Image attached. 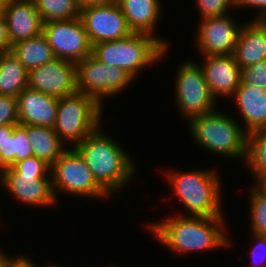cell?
I'll return each mask as SVG.
<instances>
[{
	"label": "cell",
	"mask_w": 266,
	"mask_h": 267,
	"mask_svg": "<svg viewBox=\"0 0 266 267\" xmlns=\"http://www.w3.org/2000/svg\"><path fill=\"white\" fill-rule=\"evenodd\" d=\"M148 224L155 238L175 253H190L228 247L224 217L176 216ZM223 226V227H222Z\"/></svg>",
	"instance_id": "1"
},
{
	"label": "cell",
	"mask_w": 266,
	"mask_h": 267,
	"mask_svg": "<svg viewBox=\"0 0 266 267\" xmlns=\"http://www.w3.org/2000/svg\"><path fill=\"white\" fill-rule=\"evenodd\" d=\"M97 128L73 146L91 170L97 183L109 194L135 178L136 164L115 139Z\"/></svg>",
	"instance_id": "2"
},
{
	"label": "cell",
	"mask_w": 266,
	"mask_h": 267,
	"mask_svg": "<svg viewBox=\"0 0 266 267\" xmlns=\"http://www.w3.org/2000/svg\"><path fill=\"white\" fill-rule=\"evenodd\" d=\"M169 43L162 37L143 33L93 45L92 55L100 62L124 69L136 79L138 73L151 66L166 54Z\"/></svg>",
	"instance_id": "3"
},
{
	"label": "cell",
	"mask_w": 266,
	"mask_h": 267,
	"mask_svg": "<svg viewBox=\"0 0 266 267\" xmlns=\"http://www.w3.org/2000/svg\"><path fill=\"white\" fill-rule=\"evenodd\" d=\"M175 196L190 216L224 217L220 178L214 170L166 171Z\"/></svg>",
	"instance_id": "4"
},
{
	"label": "cell",
	"mask_w": 266,
	"mask_h": 267,
	"mask_svg": "<svg viewBox=\"0 0 266 267\" xmlns=\"http://www.w3.org/2000/svg\"><path fill=\"white\" fill-rule=\"evenodd\" d=\"M191 136L208 152L245 159L247 133L231 115L218 109L188 121Z\"/></svg>",
	"instance_id": "5"
},
{
	"label": "cell",
	"mask_w": 266,
	"mask_h": 267,
	"mask_svg": "<svg viewBox=\"0 0 266 267\" xmlns=\"http://www.w3.org/2000/svg\"><path fill=\"white\" fill-rule=\"evenodd\" d=\"M102 109L103 106L84 93L59 98L53 128L64 144L72 143L69 146L73 147L100 126Z\"/></svg>",
	"instance_id": "6"
},
{
	"label": "cell",
	"mask_w": 266,
	"mask_h": 267,
	"mask_svg": "<svg viewBox=\"0 0 266 267\" xmlns=\"http://www.w3.org/2000/svg\"><path fill=\"white\" fill-rule=\"evenodd\" d=\"M76 78L77 91L101 106L103 99L122 93L135 80L124 69L104 64L93 55L76 63Z\"/></svg>",
	"instance_id": "7"
},
{
	"label": "cell",
	"mask_w": 266,
	"mask_h": 267,
	"mask_svg": "<svg viewBox=\"0 0 266 267\" xmlns=\"http://www.w3.org/2000/svg\"><path fill=\"white\" fill-rule=\"evenodd\" d=\"M53 192L84 197L109 198V194L97 183L80 154L70 147L51 165ZM59 190V191H58Z\"/></svg>",
	"instance_id": "8"
},
{
	"label": "cell",
	"mask_w": 266,
	"mask_h": 267,
	"mask_svg": "<svg viewBox=\"0 0 266 267\" xmlns=\"http://www.w3.org/2000/svg\"><path fill=\"white\" fill-rule=\"evenodd\" d=\"M176 74L175 103L188 121L217 109V99L213 97L199 64L193 60L185 61Z\"/></svg>",
	"instance_id": "9"
},
{
	"label": "cell",
	"mask_w": 266,
	"mask_h": 267,
	"mask_svg": "<svg viewBox=\"0 0 266 267\" xmlns=\"http://www.w3.org/2000/svg\"><path fill=\"white\" fill-rule=\"evenodd\" d=\"M45 36L56 58L77 63L92 55V44L81 18L43 23Z\"/></svg>",
	"instance_id": "10"
},
{
	"label": "cell",
	"mask_w": 266,
	"mask_h": 267,
	"mask_svg": "<svg viewBox=\"0 0 266 267\" xmlns=\"http://www.w3.org/2000/svg\"><path fill=\"white\" fill-rule=\"evenodd\" d=\"M80 18L92 46L97 43L119 40L133 33L127 25L118 2L81 9Z\"/></svg>",
	"instance_id": "11"
},
{
	"label": "cell",
	"mask_w": 266,
	"mask_h": 267,
	"mask_svg": "<svg viewBox=\"0 0 266 267\" xmlns=\"http://www.w3.org/2000/svg\"><path fill=\"white\" fill-rule=\"evenodd\" d=\"M28 87L62 98L77 93L76 63L54 60L28 72Z\"/></svg>",
	"instance_id": "12"
},
{
	"label": "cell",
	"mask_w": 266,
	"mask_h": 267,
	"mask_svg": "<svg viewBox=\"0 0 266 267\" xmlns=\"http://www.w3.org/2000/svg\"><path fill=\"white\" fill-rule=\"evenodd\" d=\"M18 174L12 167L2 169L3 188L28 206H50L56 204L51 174Z\"/></svg>",
	"instance_id": "13"
},
{
	"label": "cell",
	"mask_w": 266,
	"mask_h": 267,
	"mask_svg": "<svg viewBox=\"0 0 266 267\" xmlns=\"http://www.w3.org/2000/svg\"><path fill=\"white\" fill-rule=\"evenodd\" d=\"M229 16L200 20L195 42L203 56L234 54L243 24H235V20Z\"/></svg>",
	"instance_id": "14"
},
{
	"label": "cell",
	"mask_w": 266,
	"mask_h": 267,
	"mask_svg": "<svg viewBox=\"0 0 266 267\" xmlns=\"http://www.w3.org/2000/svg\"><path fill=\"white\" fill-rule=\"evenodd\" d=\"M203 58L205 62L200 67L213 97L232 98L241 83V68L234 55H207Z\"/></svg>",
	"instance_id": "15"
},
{
	"label": "cell",
	"mask_w": 266,
	"mask_h": 267,
	"mask_svg": "<svg viewBox=\"0 0 266 267\" xmlns=\"http://www.w3.org/2000/svg\"><path fill=\"white\" fill-rule=\"evenodd\" d=\"M3 14L7 22L10 50L13 44L42 34L44 22L33 0H8Z\"/></svg>",
	"instance_id": "16"
},
{
	"label": "cell",
	"mask_w": 266,
	"mask_h": 267,
	"mask_svg": "<svg viewBox=\"0 0 266 267\" xmlns=\"http://www.w3.org/2000/svg\"><path fill=\"white\" fill-rule=\"evenodd\" d=\"M58 100L27 86L17 97L19 124L53 128Z\"/></svg>",
	"instance_id": "17"
},
{
	"label": "cell",
	"mask_w": 266,
	"mask_h": 267,
	"mask_svg": "<svg viewBox=\"0 0 266 267\" xmlns=\"http://www.w3.org/2000/svg\"><path fill=\"white\" fill-rule=\"evenodd\" d=\"M233 55L241 69L266 60V20L253 19L243 24Z\"/></svg>",
	"instance_id": "18"
},
{
	"label": "cell",
	"mask_w": 266,
	"mask_h": 267,
	"mask_svg": "<svg viewBox=\"0 0 266 267\" xmlns=\"http://www.w3.org/2000/svg\"><path fill=\"white\" fill-rule=\"evenodd\" d=\"M232 97L239 107L247 134L266 128V90L240 83Z\"/></svg>",
	"instance_id": "19"
},
{
	"label": "cell",
	"mask_w": 266,
	"mask_h": 267,
	"mask_svg": "<svg viewBox=\"0 0 266 267\" xmlns=\"http://www.w3.org/2000/svg\"><path fill=\"white\" fill-rule=\"evenodd\" d=\"M118 3L133 33L154 35L163 9L160 0H118Z\"/></svg>",
	"instance_id": "20"
},
{
	"label": "cell",
	"mask_w": 266,
	"mask_h": 267,
	"mask_svg": "<svg viewBox=\"0 0 266 267\" xmlns=\"http://www.w3.org/2000/svg\"><path fill=\"white\" fill-rule=\"evenodd\" d=\"M27 134L34 156L44 160L50 166L67 149L54 128L27 125Z\"/></svg>",
	"instance_id": "21"
},
{
	"label": "cell",
	"mask_w": 266,
	"mask_h": 267,
	"mask_svg": "<svg viewBox=\"0 0 266 267\" xmlns=\"http://www.w3.org/2000/svg\"><path fill=\"white\" fill-rule=\"evenodd\" d=\"M10 51L28 72L56 58L43 34L13 44Z\"/></svg>",
	"instance_id": "22"
},
{
	"label": "cell",
	"mask_w": 266,
	"mask_h": 267,
	"mask_svg": "<svg viewBox=\"0 0 266 267\" xmlns=\"http://www.w3.org/2000/svg\"><path fill=\"white\" fill-rule=\"evenodd\" d=\"M28 86V71L11 53L0 58V95L18 97Z\"/></svg>",
	"instance_id": "23"
},
{
	"label": "cell",
	"mask_w": 266,
	"mask_h": 267,
	"mask_svg": "<svg viewBox=\"0 0 266 267\" xmlns=\"http://www.w3.org/2000/svg\"><path fill=\"white\" fill-rule=\"evenodd\" d=\"M44 23L80 18L77 0H33Z\"/></svg>",
	"instance_id": "24"
},
{
	"label": "cell",
	"mask_w": 266,
	"mask_h": 267,
	"mask_svg": "<svg viewBox=\"0 0 266 267\" xmlns=\"http://www.w3.org/2000/svg\"><path fill=\"white\" fill-rule=\"evenodd\" d=\"M245 163L255 178L266 171V130H257L247 134Z\"/></svg>",
	"instance_id": "25"
},
{
	"label": "cell",
	"mask_w": 266,
	"mask_h": 267,
	"mask_svg": "<svg viewBox=\"0 0 266 267\" xmlns=\"http://www.w3.org/2000/svg\"><path fill=\"white\" fill-rule=\"evenodd\" d=\"M250 190L251 234L266 236V195L260 193L254 186Z\"/></svg>",
	"instance_id": "26"
},
{
	"label": "cell",
	"mask_w": 266,
	"mask_h": 267,
	"mask_svg": "<svg viewBox=\"0 0 266 267\" xmlns=\"http://www.w3.org/2000/svg\"><path fill=\"white\" fill-rule=\"evenodd\" d=\"M15 125L0 126V169L15 164Z\"/></svg>",
	"instance_id": "27"
},
{
	"label": "cell",
	"mask_w": 266,
	"mask_h": 267,
	"mask_svg": "<svg viewBox=\"0 0 266 267\" xmlns=\"http://www.w3.org/2000/svg\"><path fill=\"white\" fill-rule=\"evenodd\" d=\"M198 11H200V20L227 15L230 7L234 6V0H196Z\"/></svg>",
	"instance_id": "28"
},
{
	"label": "cell",
	"mask_w": 266,
	"mask_h": 267,
	"mask_svg": "<svg viewBox=\"0 0 266 267\" xmlns=\"http://www.w3.org/2000/svg\"><path fill=\"white\" fill-rule=\"evenodd\" d=\"M241 83L266 90V60L241 69Z\"/></svg>",
	"instance_id": "29"
},
{
	"label": "cell",
	"mask_w": 266,
	"mask_h": 267,
	"mask_svg": "<svg viewBox=\"0 0 266 267\" xmlns=\"http://www.w3.org/2000/svg\"><path fill=\"white\" fill-rule=\"evenodd\" d=\"M19 124L16 97L0 95V126Z\"/></svg>",
	"instance_id": "30"
},
{
	"label": "cell",
	"mask_w": 266,
	"mask_h": 267,
	"mask_svg": "<svg viewBox=\"0 0 266 267\" xmlns=\"http://www.w3.org/2000/svg\"><path fill=\"white\" fill-rule=\"evenodd\" d=\"M15 163L34 156L27 134V125H15Z\"/></svg>",
	"instance_id": "31"
},
{
	"label": "cell",
	"mask_w": 266,
	"mask_h": 267,
	"mask_svg": "<svg viewBox=\"0 0 266 267\" xmlns=\"http://www.w3.org/2000/svg\"><path fill=\"white\" fill-rule=\"evenodd\" d=\"M12 168L18 174H51V166L35 156L16 162Z\"/></svg>",
	"instance_id": "32"
},
{
	"label": "cell",
	"mask_w": 266,
	"mask_h": 267,
	"mask_svg": "<svg viewBox=\"0 0 266 267\" xmlns=\"http://www.w3.org/2000/svg\"><path fill=\"white\" fill-rule=\"evenodd\" d=\"M252 236L255 240V244L253 245L252 251H250L252 252L250 256L252 257V265L253 267H266V236L255 233H253ZM256 256L257 258L261 256V260L257 261V258H255ZM260 261L263 262L261 265Z\"/></svg>",
	"instance_id": "33"
},
{
	"label": "cell",
	"mask_w": 266,
	"mask_h": 267,
	"mask_svg": "<svg viewBox=\"0 0 266 267\" xmlns=\"http://www.w3.org/2000/svg\"><path fill=\"white\" fill-rule=\"evenodd\" d=\"M234 6L237 8L252 7L261 11L255 19L266 20V0H234ZM260 9V10H259Z\"/></svg>",
	"instance_id": "34"
},
{
	"label": "cell",
	"mask_w": 266,
	"mask_h": 267,
	"mask_svg": "<svg viewBox=\"0 0 266 267\" xmlns=\"http://www.w3.org/2000/svg\"><path fill=\"white\" fill-rule=\"evenodd\" d=\"M0 48L4 52L10 51V38L7 28V22L3 13L0 14Z\"/></svg>",
	"instance_id": "35"
},
{
	"label": "cell",
	"mask_w": 266,
	"mask_h": 267,
	"mask_svg": "<svg viewBox=\"0 0 266 267\" xmlns=\"http://www.w3.org/2000/svg\"><path fill=\"white\" fill-rule=\"evenodd\" d=\"M78 5L81 9L91 6H105L117 3L118 0H77Z\"/></svg>",
	"instance_id": "36"
},
{
	"label": "cell",
	"mask_w": 266,
	"mask_h": 267,
	"mask_svg": "<svg viewBox=\"0 0 266 267\" xmlns=\"http://www.w3.org/2000/svg\"><path fill=\"white\" fill-rule=\"evenodd\" d=\"M9 267H38L31 259L26 256H17V259Z\"/></svg>",
	"instance_id": "37"
},
{
	"label": "cell",
	"mask_w": 266,
	"mask_h": 267,
	"mask_svg": "<svg viewBox=\"0 0 266 267\" xmlns=\"http://www.w3.org/2000/svg\"><path fill=\"white\" fill-rule=\"evenodd\" d=\"M255 180L254 187L262 194L266 195V171L260 173ZM257 183V184H256Z\"/></svg>",
	"instance_id": "38"
},
{
	"label": "cell",
	"mask_w": 266,
	"mask_h": 267,
	"mask_svg": "<svg viewBox=\"0 0 266 267\" xmlns=\"http://www.w3.org/2000/svg\"><path fill=\"white\" fill-rule=\"evenodd\" d=\"M17 258H9L4 251L0 250V267H9Z\"/></svg>",
	"instance_id": "39"
},
{
	"label": "cell",
	"mask_w": 266,
	"mask_h": 267,
	"mask_svg": "<svg viewBox=\"0 0 266 267\" xmlns=\"http://www.w3.org/2000/svg\"><path fill=\"white\" fill-rule=\"evenodd\" d=\"M8 0H0V14L4 13L5 6Z\"/></svg>",
	"instance_id": "40"
},
{
	"label": "cell",
	"mask_w": 266,
	"mask_h": 267,
	"mask_svg": "<svg viewBox=\"0 0 266 267\" xmlns=\"http://www.w3.org/2000/svg\"><path fill=\"white\" fill-rule=\"evenodd\" d=\"M5 52L0 48V58Z\"/></svg>",
	"instance_id": "41"
},
{
	"label": "cell",
	"mask_w": 266,
	"mask_h": 267,
	"mask_svg": "<svg viewBox=\"0 0 266 267\" xmlns=\"http://www.w3.org/2000/svg\"><path fill=\"white\" fill-rule=\"evenodd\" d=\"M0 181H2V170L0 169Z\"/></svg>",
	"instance_id": "42"
},
{
	"label": "cell",
	"mask_w": 266,
	"mask_h": 267,
	"mask_svg": "<svg viewBox=\"0 0 266 267\" xmlns=\"http://www.w3.org/2000/svg\"><path fill=\"white\" fill-rule=\"evenodd\" d=\"M49 267H62V266L61 265L60 266L59 265L58 266L57 265L53 266V264H52V265H49Z\"/></svg>",
	"instance_id": "43"
}]
</instances>
